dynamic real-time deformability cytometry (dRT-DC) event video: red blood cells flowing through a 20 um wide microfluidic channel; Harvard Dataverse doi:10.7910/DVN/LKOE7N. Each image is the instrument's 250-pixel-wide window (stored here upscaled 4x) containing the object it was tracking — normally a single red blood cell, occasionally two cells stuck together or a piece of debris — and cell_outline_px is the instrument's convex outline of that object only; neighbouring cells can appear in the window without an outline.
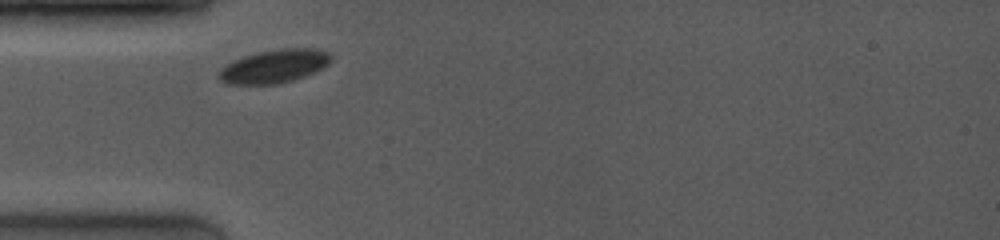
{"species": "common noctule bat (a hibernating species)", "species_latin": "Nyctalus noctula", "temperature_condition": "room temperature", "stored_images_in_passage": 27, "camera_frame_rate_fps": 4000, "um_per_image_px": 0.085, "animal": {"sex": "female", "body_mass_g": 19.0, "forearm_length_mm": 53.3}, "frame": {"image": 1, "passage_image": 1, "time_ms": 0.0, "image_size_px": [1000, 240], "cell_outline_px": [[332, 60], [324, 68], [304, 76], [292, 80], [276, 84], [224, 84], [220, 80], [216, 72], [220, 68], [232, 60], [244, 56], [260, 52], [280, 48], [320, 48], [328, 52], [332, 56]], "centroid_in_image_um": [23.3, 5.62], "position_along_channel_um": 61.7, "area_um2": 22.08}}
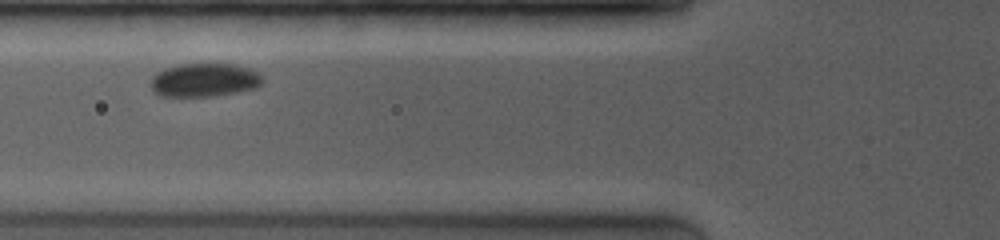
{"frame": {"image": 2, "passage_image": 10, "time_ms": 1.25, "image_size_px": [1000, 240], "cell_outline_px": [[264, 80], [256, 88], [236, 92], [212, 96], [160, 96], [152, 88], [152, 76], [156, 72], [164, 68], [180, 64], [232, 64], [248, 68], [256, 72]], "centroid_in_image_um": [17.35, 6.8], "position_along_channel_um": 108.4, "area_um2": 21.62}}